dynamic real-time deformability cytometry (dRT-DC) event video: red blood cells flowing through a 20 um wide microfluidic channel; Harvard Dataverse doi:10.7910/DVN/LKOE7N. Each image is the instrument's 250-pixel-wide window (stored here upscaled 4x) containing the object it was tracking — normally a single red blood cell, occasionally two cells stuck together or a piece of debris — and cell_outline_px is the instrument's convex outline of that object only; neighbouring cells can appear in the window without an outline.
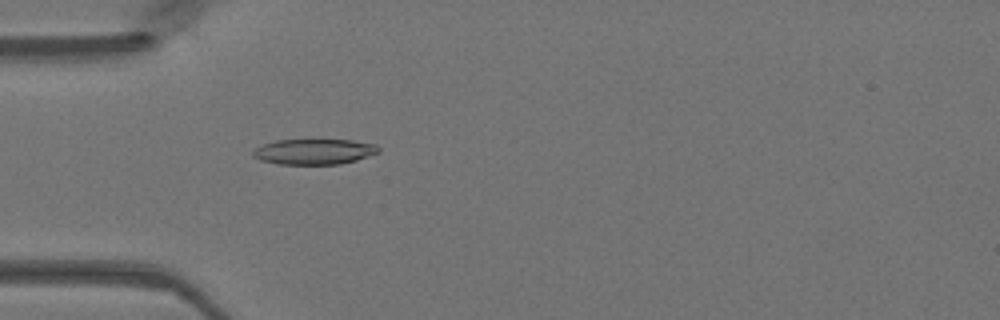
{"species": "Egyptian fruit bat (a non-hibernating species)", "species_latin": "Rousettus aegyptiacus", "temperature_condition": "warm", "stored_images_in_passage": 37, "camera_frame_rate_fps": 3000, "um_per_image_px": 0.085, "animal": {"sex": "female"}, "frame": {"image": 1, "passage_image": 3, "time_ms": 0.667, "image_size_px": [1000, 320], "cell_outline_px": [[380, 152], [356, 160], [340, 164], [280, 164], [260, 160], [252, 156], [252, 152], [256, 148], [264, 144], [276, 140], [352, 140], [376, 144], [380, 148]], "centroid_in_image_um": [26.72, 12.89], "position_along_channel_um": 58.3, "area_um2": 18.61}}
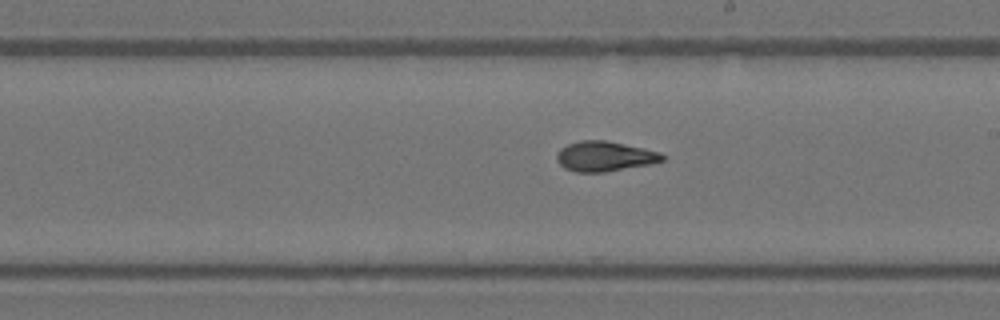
{"frame": {"image": 2, "passage_image": 16, "time_ms": 5.0, "image_size_px": [1000, 320], "cell_outline_px": [[664, 160], [648, 164], [604, 172], [576, 172], [564, 168], [556, 160], [556, 156], [560, 148], [568, 144], [580, 140], [604, 140], [644, 148], [660, 152], [664, 156]], "centroid_in_image_um": [51.36, 13.28], "position_along_channel_um": 237.6, "area_um2": 18.32}}
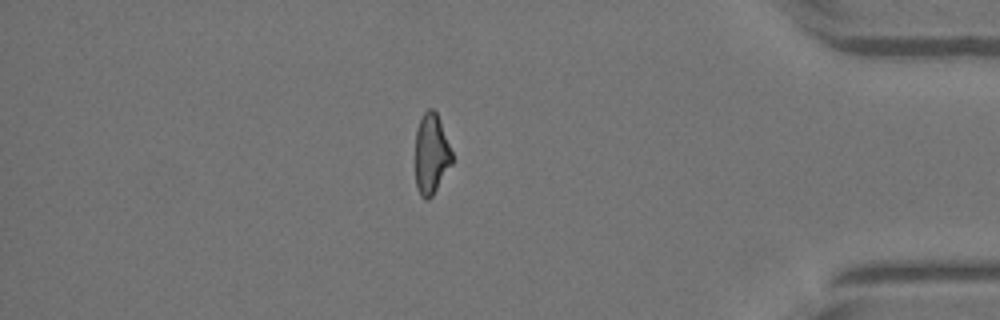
{"frame": {"image": 3, "passage_image": 30, "time_ms": 9.667, "image_size_px": [1000, 320], "cell_outline_px": [[452, 164], [432, 196], [428, 200], [424, 200], [420, 196], [416, 188], [416, 128], [424, 112], [428, 108], [432, 108], [436, 112], [440, 120], [452, 152]], "centroid_in_image_um": [36.65, 13.11], "position_along_channel_um": 398.5, "area_um2": 17.22}}